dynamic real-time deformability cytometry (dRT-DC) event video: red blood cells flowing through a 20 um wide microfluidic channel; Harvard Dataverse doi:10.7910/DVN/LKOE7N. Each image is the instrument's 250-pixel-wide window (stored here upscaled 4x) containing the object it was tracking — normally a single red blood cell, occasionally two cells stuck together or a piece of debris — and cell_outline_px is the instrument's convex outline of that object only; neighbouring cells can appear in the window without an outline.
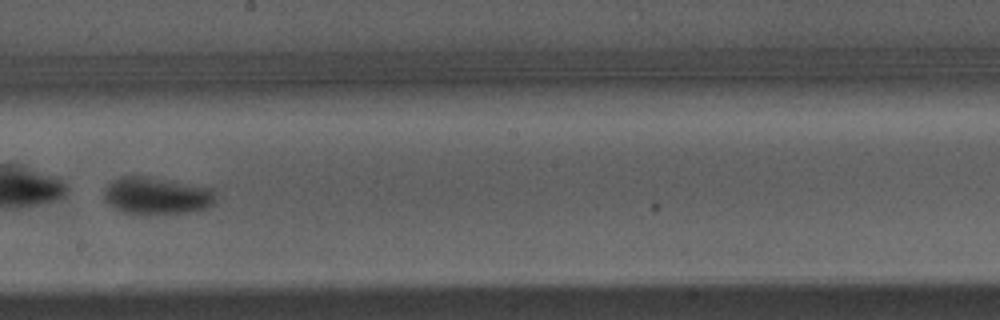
{"species": "Egyptian fruit bat (a non-hibernating species)", "species_latin": "Rousettus aegyptiacus", "temperature_condition": "warm", "stored_images_in_passage": 55, "camera_frame_rate_fps": 3000, "um_per_image_px": 0.085, "animal": {"sex": "male"}, "frame": {"image": 1, "passage_image": 32, "time_ms": 10.333, "image_size_px": [1000, 320], "cell_outline_px": [[216, 200], [212, 204], [204, 208], [192, 212], [144, 216], [124, 212], [116, 208], [104, 200], [104, 188], [112, 180], [120, 176], [144, 176], [208, 188]], "centroid_in_image_um": [13.23, 16.67], "position_along_channel_um": 235.0, "area_um2": 24.1}, "authors_computed_cell_mechanics": {"area_um2": 25.2586, "velocity_mm_per_s": 3.7957, "shape_relaxation_time_tau1_ms": 1.0072, "shape_relaxation_time_tau2_ms": null, "deformation_change_tau1": 0.2623, "deformation_change_tau2": null}}